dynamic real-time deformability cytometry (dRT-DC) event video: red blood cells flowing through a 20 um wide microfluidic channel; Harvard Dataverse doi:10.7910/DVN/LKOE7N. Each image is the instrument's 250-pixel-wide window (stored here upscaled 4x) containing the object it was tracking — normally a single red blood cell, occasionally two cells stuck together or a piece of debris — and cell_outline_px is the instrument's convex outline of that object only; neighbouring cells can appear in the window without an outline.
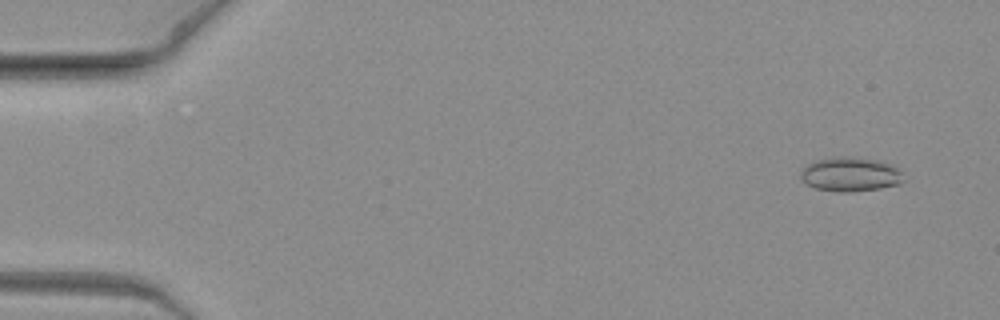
{"species": "common noctule bat (a hibernating species)", "species_latin": "Nyctalus noctula", "temperature_condition": "warm", "stored_images_in_passage": 5, "camera_frame_rate_fps": 3000, "um_per_image_px": 0.085, "animal": {"sex": "female", "body_mass_g": 19.3, "forearm_length_mm": 54.1}, "frame": {"image": 1, "passage_image": 2, "time_ms": 0.333, "image_size_px": [1000, 320], "cell_outline_px": [[904, 180], [900, 184], [880, 188], [852, 192], [840, 192], [816, 188], [804, 184], [800, 180], [800, 176], [804, 168], [808, 164], [816, 160], [840, 156], [880, 160], [892, 164], [900, 168]], "centroid_in_image_um": [72.31, 14.82], "position_along_channel_um": 12.7, "area_um2": 20.69}}